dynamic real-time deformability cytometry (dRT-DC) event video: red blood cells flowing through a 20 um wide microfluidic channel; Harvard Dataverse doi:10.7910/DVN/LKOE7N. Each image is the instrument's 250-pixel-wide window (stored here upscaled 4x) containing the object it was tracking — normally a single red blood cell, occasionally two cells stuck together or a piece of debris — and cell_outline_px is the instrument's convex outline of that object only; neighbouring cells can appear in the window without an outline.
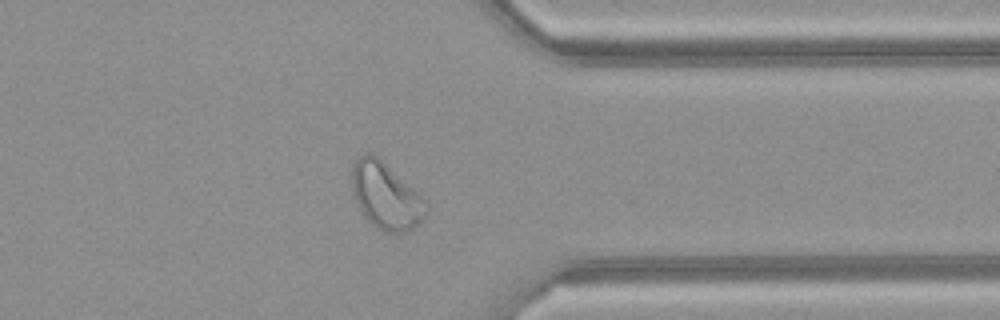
{"species": "common noctule bat (a hibernating species)", "species_latin": "Nyctalus noctula", "temperature_condition": "warm", "stored_images_in_passage": 35, "camera_frame_rate_fps": 3000, "um_per_image_px": 0.085, "animal": {"sex": "female", "body_mass_g": 21.9}, "frame": {"image": 1, "passage_image": 25, "time_ms": 8.0, "image_size_px": [1000, 320], "cell_outline_px": [[428, 212], [408, 232], [388, 232], [376, 228], [364, 216], [356, 200], [352, 188], [352, 164], [360, 156], [368, 152], [372, 152], [420, 192], [428, 204]], "centroid_in_image_um": [32.82, 16.63], "position_along_channel_um": 378.6, "area_um2": 28.78}, "authors_computed_cell_mechanics": {"area_um2": 26.4146, "velocity_mm_per_s": 4.1357, "shape_relaxation_time_tau1_ms": null, "shape_relaxation_time_tau2_ms": 0.8942, "deformation_change_tau1": null, "deformation_change_tau2": 0.0696}}